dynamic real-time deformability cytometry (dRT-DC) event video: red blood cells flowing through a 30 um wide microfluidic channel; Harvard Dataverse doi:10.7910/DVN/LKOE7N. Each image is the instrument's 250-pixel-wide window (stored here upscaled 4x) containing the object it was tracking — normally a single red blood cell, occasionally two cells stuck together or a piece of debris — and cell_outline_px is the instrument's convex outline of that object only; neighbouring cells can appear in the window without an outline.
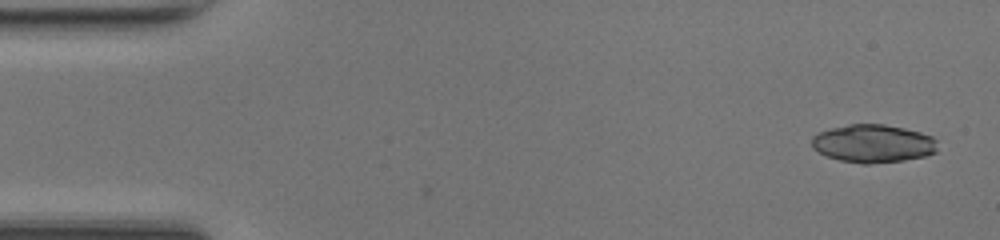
{"species": "common noctule bat (a hibernating species)", "species_latin": "Nyctalus noctula", "temperature_condition": "room temperature", "stored_images_in_passage": 3, "camera_frame_rate_fps": 3000, "um_per_image_px": 0.085, "animal": {"sex": "female", "body_mass_g": 17.0, "forearm_length_mm": 48.0}, "frame": {"image": 1, "passage_image": 1, "time_ms": 0.0, "image_size_px": [1000, 240], "cell_outline_px": [[936, 152], [924, 156], [904, 160], [868, 164], [864, 164], [840, 160], [828, 156], [812, 148], [812, 136], [820, 132], [832, 128], [848, 124], [884, 124], [904, 128], [920, 132], [932, 136], [936, 140]], "centroid_in_image_um": [74.22, 12.2], "position_along_channel_um": 10.8, "area_um2": 27.74}}